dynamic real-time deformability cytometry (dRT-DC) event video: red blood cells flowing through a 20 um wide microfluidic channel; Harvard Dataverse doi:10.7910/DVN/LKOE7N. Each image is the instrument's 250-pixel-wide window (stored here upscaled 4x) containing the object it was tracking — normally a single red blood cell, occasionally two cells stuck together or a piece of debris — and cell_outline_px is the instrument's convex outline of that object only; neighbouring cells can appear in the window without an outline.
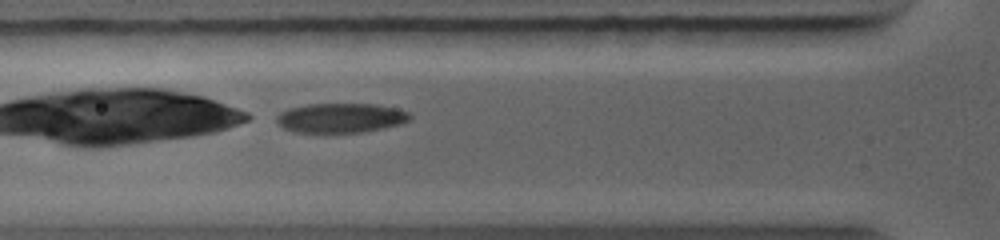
{"species": "common noctule bat (a hibernating species)", "species_latin": "Nyctalus noctula", "temperature_condition": "warm", "stored_images_in_passage": 2, "camera_frame_rate_fps": 5000, "um_per_image_px": 0.085, "animal": {"sex": "female", "body_mass_g": 19.0, "forearm_length_mm": 56.7}, "frame": {"image": 1, "passage_image": 2, "time_ms": 0.6, "image_size_px": [1000, 240], "cell_outline_px": [[412, 116], [408, 120], [400, 124], [384, 128], [360, 132], [324, 136], [292, 132], [284, 128], [276, 120], [276, 116], [280, 112], [288, 108], [308, 104], [376, 104], [408, 112]], "centroid_in_image_um": [28.87, 10.07], "position_along_channel_um": 96.9, "area_um2": 23.76}}